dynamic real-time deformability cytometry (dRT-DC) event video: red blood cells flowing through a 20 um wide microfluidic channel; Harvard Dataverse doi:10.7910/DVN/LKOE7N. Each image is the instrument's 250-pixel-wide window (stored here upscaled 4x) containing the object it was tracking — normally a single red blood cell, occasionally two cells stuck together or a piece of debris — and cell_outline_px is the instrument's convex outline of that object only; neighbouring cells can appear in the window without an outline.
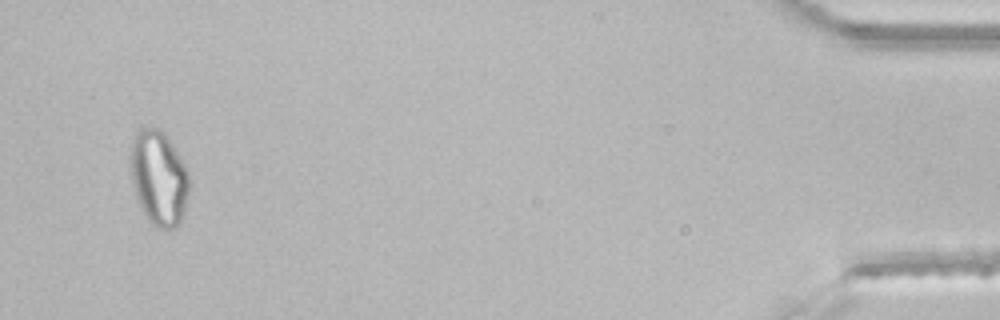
{"species": "common noctule bat (a hibernating species)", "species_latin": "Nyctalus noctula", "temperature_condition": "room temperature", "stored_images_in_passage": 35, "segment_of_instrument_passage": [2, 2], "camera_frame_rate_fps": 3000, "um_per_image_px": 0.085, "animal": {"sex": "male", "body_mass_g": 21.5, "forearm_length_mm": 52.0}, "frame": {"image": 1, "passage_image": 33, "time_ms": 10.667, "image_size_px": [1000, 320], "cell_outline_px": [[188, 192], [184, 212], [180, 224], [176, 228], [156, 228], [148, 220], [140, 208], [136, 196], [132, 180], [132, 144], [136, 132], [140, 128], [156, 128], [164, 132], [168, 136], [188, 168]], "centroid_in_image_um": [13.53, 15.14], "position_along_channel_um": 421.7, "area_um2": 32.31}}